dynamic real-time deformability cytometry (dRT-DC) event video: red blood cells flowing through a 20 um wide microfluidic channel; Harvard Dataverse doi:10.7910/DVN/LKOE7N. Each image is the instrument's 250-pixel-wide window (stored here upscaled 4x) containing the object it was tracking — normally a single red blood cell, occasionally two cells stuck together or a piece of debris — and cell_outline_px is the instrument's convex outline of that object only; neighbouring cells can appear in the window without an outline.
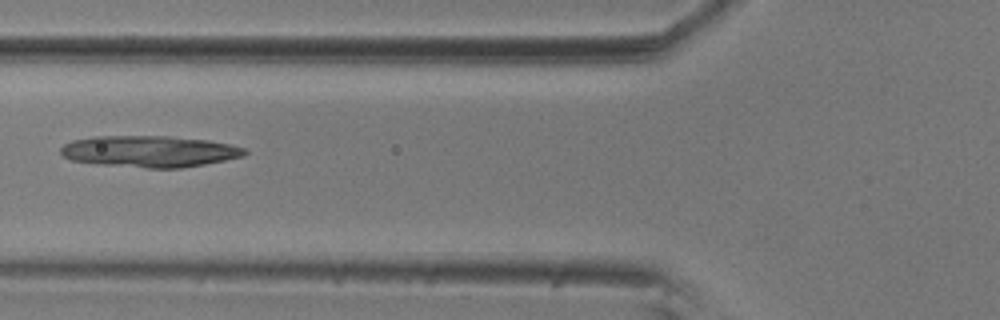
{"species": "common noctule bat (a hibernating species)", "species_latin": "Nyctalus noctula", "temperature_condition": "room temperature", "stored_images_in_passage": 9, "camera_frame_rate_fps": 3000, "um_per_image_px": 0.085, "animal": {"sex": "male", "body_mass_g": 20.5, "forearm_length_mm": 52.5}, "frame": {"image": 1, "passage_image": 6, "time_ms": 1.667, "image_size_px": [1000, 320], "cell_outline_px": [[248, 152], [244, 156], [204, 164], [180, 168], [148, 168], [104, 164], [72, 160], [64, 156], [60, 152], [60, 148], [64, 144], [72, 140], [96, 136], [168, 136], [208, 140], [228, 144], [244, 148]], "centroid_in_image_um": [12.71, 12.86], "position_along_channel_um": 113.1, "area_um2": 33.41}}
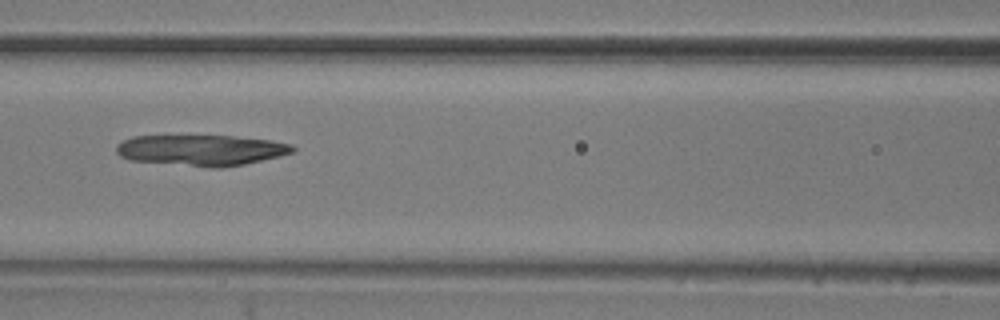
{"frame": {"image": 2, "passage_image": 7, "time_ms": 2.0, "image_size_px": [1000, 320], "cell_outline_px": [[296, 152], [280, 156], [244, 164], [220, 168], [212, 168], [128, 160], [120, 156], [116, 152], [116, 144], [132, 136], [232, 136], [268, 140], [292, 144], [296, 148]], "centroid_in_image_um": [17.1, 12.77], "position_along_channel_um": 149.5, "area_um2": 31.85}}
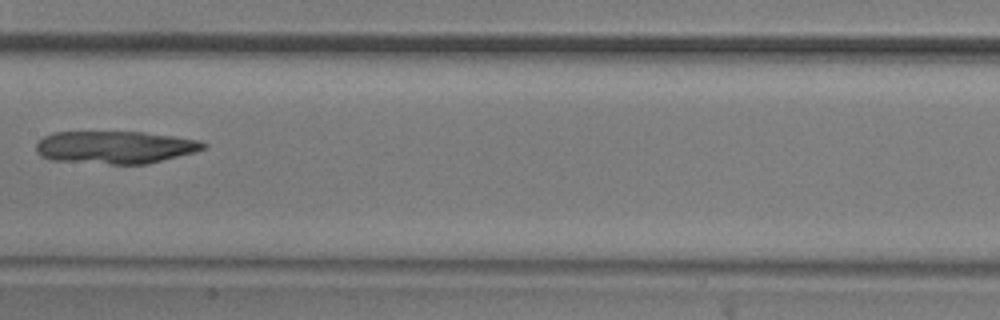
{"frame": {"image": 3, "passage_image": 8, "time_ms": 2.333, "image_size_px": [1000, 320], "cell_outline_px": [[208, 148], [196, 152], [144, 164], [112, 164], [52, 160], [40, 156], [36, 152], [36, 144], [44, 136], [52, 132], [144, 132], [200, 140], [208, 144]], "centroid_in_image_um": [9.8, 12.51], "position_along_channel_um": 197.6, "area_um2": 31.85}}